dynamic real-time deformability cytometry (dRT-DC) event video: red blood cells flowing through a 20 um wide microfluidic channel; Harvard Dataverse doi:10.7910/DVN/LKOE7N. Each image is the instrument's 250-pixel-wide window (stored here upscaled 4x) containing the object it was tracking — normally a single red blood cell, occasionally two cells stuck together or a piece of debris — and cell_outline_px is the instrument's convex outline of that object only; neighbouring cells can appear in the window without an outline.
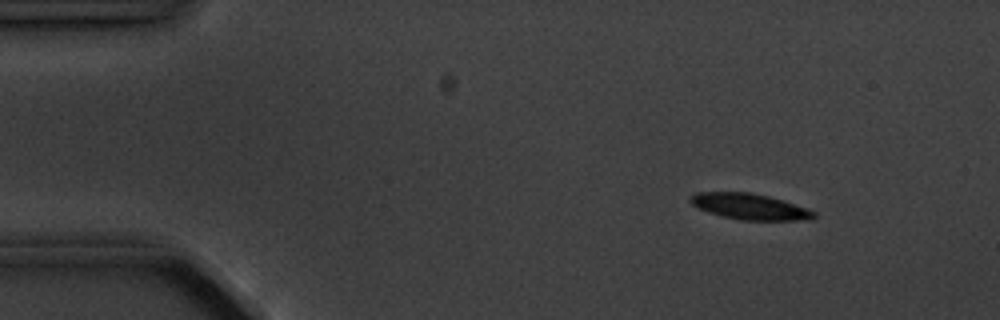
{"species": "common noctule bat (a hibernating species)", "species_latin": "Nyctalus noctula", "temperature_condition": "cold", "stored_images_in_passage": 5, "camera_frame_rate_fps": 3000, "um_per_image_px": 0.085, "animal": {"sex": "male", "body_mass_g": 20.1, "forearm_length_mm": 53.5}, "frame": {"image": 1, "passage_image": 2, "time_ms": 1.0, "image_size_px": [1000, 320], "cell_outline_px": [[816, 216], [812, 220], [740, 220], [720, 216], [708, 212], [692, 204], [688, 200], [696, 192], [752, 192], [784, 200], [808, 208], [816, 212]], "centroid_in_image_um": [63.77, 17.56], "position_along_channel_um": 21.2, "area_um2": 18.84}}